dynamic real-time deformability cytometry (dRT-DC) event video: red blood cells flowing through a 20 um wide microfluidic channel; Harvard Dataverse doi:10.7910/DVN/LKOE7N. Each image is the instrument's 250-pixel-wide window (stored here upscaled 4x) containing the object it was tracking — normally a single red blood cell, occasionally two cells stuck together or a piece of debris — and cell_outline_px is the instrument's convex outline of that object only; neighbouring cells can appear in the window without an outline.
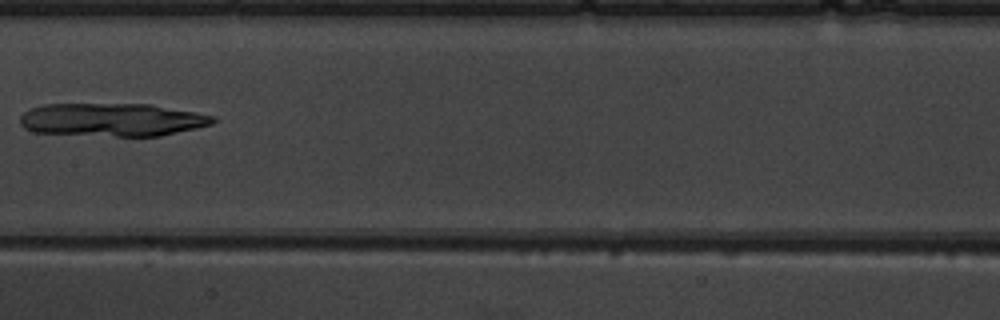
{"species": "common noctule bat (a hibernating species)", "species_latin": "Nyctalus noctula", "temperature_condition": "warm", "stored_images_in_passage": 6, "camera_frame_rate_fps": 3000, "um_per_image_px": 0.085, "animal": {"sex": "male", "body_mass_g": 19.5, "forearm_length_mm": 54.6}, "frame": {"image": 1, "passage_image": 5, "time_ms": 4.667, "image_size_px": [1000, 320], "cell_outline_px": [[216, 120], [212, 124], [196, 128], [160, 136], [116, 136], [32, 132], [24, 128], [20, 124], [20, 116], [28, 108], [44, 104], [148, 104], [196, 112], [216, 116]], "centroid_in_image_um": [9.51, 10.17], "position_along_channel_um": 197.9, "area_um2": 37.34}}
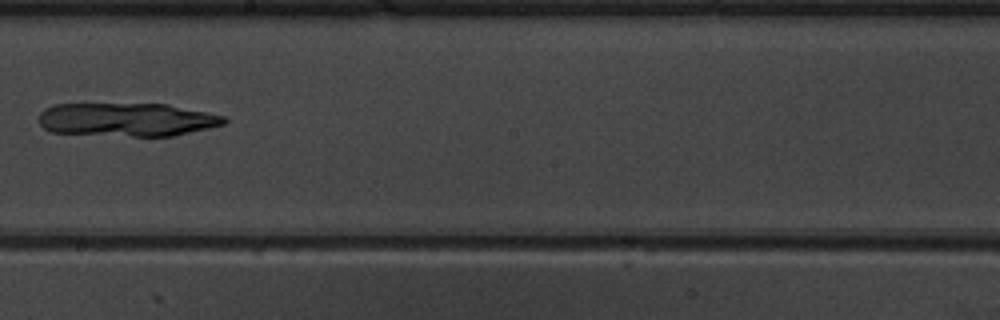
{"frame": {"image": 2, "passage_image": 6, "time_ms": 5.667, "image_size_px": [1000, 320], "cell_outline_px": [[228, 120], [224, 124], [208, 128], [172, 136], [132, 136], [52, 132], [44, 128], [40, 124], [40, 112], [44, 108], [56, 104], [168, 104], [208, 112], [224, 116]], "centroid_in_image_um": [10.8, 10.16], "position_along_channel_um": 237.4, "area_um2": 36.01}}